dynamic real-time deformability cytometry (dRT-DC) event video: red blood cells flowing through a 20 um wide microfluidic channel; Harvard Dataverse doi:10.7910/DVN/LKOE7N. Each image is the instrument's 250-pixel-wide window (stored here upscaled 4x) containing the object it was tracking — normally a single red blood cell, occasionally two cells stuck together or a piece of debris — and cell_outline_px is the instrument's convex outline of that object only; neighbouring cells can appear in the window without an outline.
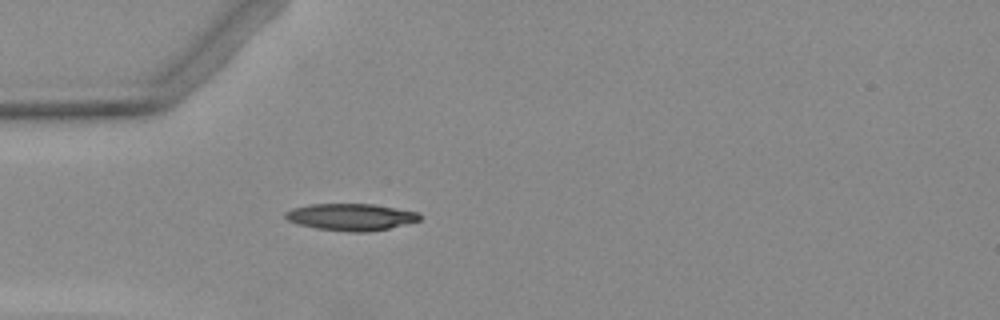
{"species": "Egyptian fruit bat (a non-hibernating species)", "species_latin": "Rousettus aegyptiacus", "temperature_condition": "warm", "stored_images_in_passage": 2, "camera_frame_rate_fps": 3000, "um_per_image_px": 0.085, "animal": {"sex": "female"}, "frame": {"image": 1, "passage_image": 2, "time_ms": 1.333, "image_size_px": [1000, 320], "cell_outline_px": [[420, 220], [388, 228], [368, 232], [348, 232], [316, 228], [300, 224], [288, 220], [284, 216], [284, 212], [292, 208], [308, 204], [372, 204], [420, 212]], "centroid_in_image_um": [29.81, 18.44], "position_along_channel_um": 55.2, "area_um2": 20.98}}